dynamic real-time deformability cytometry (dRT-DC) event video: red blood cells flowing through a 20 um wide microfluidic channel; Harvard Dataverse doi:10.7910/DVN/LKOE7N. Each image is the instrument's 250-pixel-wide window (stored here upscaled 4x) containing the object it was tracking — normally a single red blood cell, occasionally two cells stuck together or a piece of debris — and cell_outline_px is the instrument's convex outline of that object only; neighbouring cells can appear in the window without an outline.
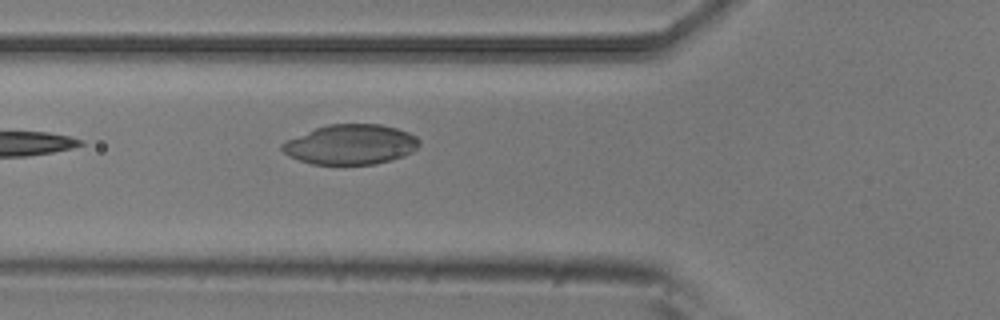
{"species": "common noctule bat (a hibernating species)", "species_latin": "Nyctalus noctula", "temperature_condition": "room temperature", "stored_images_in_passage": 5, "camera_frame_rate_fps": 3000, "um_per_image_px": 0.085, "animal": {"sex": "male", "body_mass_g": 20.5, "forearm_length_mm": 52.5}, "frame": {"image": 1, "passage_image": 5, "time_ms": 1.333, "image_size_px": [1000, 320], "cell_outline_px": [[420, 144], [412, 152], [404, 156], [376, 164], [312, 164], [288, 156], [280, 148], [280, 144], [288, 140], [316, 128], [328, 124], [380, 124], [396, 128], [408, 132], [416, 136], [420, 140]], "centroid_in_image_um": [29.83, 12.28], "position_along_channel_um": 96.0, "area_um2": 31.79}}